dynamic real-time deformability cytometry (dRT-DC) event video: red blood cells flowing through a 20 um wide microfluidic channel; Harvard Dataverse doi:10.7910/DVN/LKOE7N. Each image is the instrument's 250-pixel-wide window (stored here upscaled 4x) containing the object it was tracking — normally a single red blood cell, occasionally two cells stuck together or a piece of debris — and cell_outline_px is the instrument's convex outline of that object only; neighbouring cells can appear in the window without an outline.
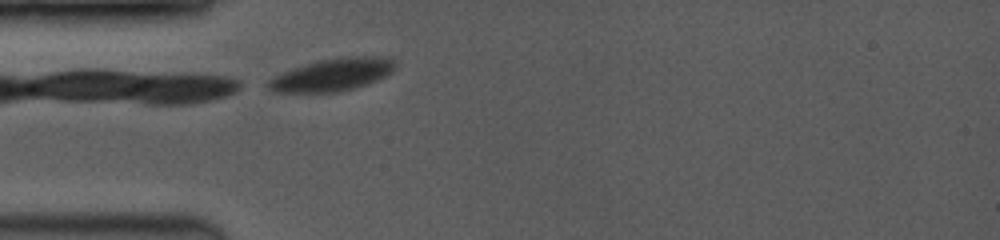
{"species": "common noctule bat (a hibernating species)", "species_latin": "Nyctalus noctula", "temperature_condition": "room temperature", "stored_images_in_passage": 5, "camera_frame_rate_fps": 3500, "um_per_image_px": 0.085, "animal": {"sex": "female", "body_mass_g": 19.0, "forearm_length_mm": 53.3}, "frame": {"image": 1, "passage_image": 1, "time_ms": 0.0, "image_size_px": [1000, 240], "cell_outline_px": [[392, 72], [376, 80], [340, 92], [276, 92], [268, 88], [264, 84], [268, 80], [292, 68], [316, 60], [340, 56], [384, 56], [392, 60]], "centroid_in_image_um": [28.19, 6.34], "position_along_channel_um": 56.8, "area_um2": 23.87}}
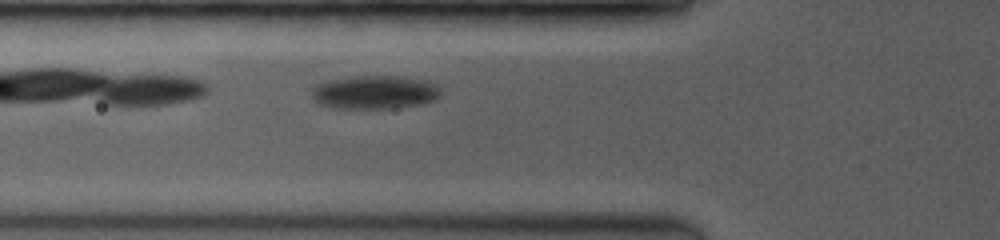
{"frame": {"image": 2, "passage_image": 3, "time_ms": 1.143, "image_size_px": [1000, 240], "cell_outline_px": [[440, 96], [436, 100], [416, 104], [388, 108], [336, 108], [320, 104], [312, 100], [312, 88], [316, 84], [328, 80], [356, 76], [396, 76], [424, 80], [436, 84], [440, 88]], "centroid_in_image_um": [31.82, 7.83], "position_along_channel_um": 94.0, "area_um2": 25.03}}
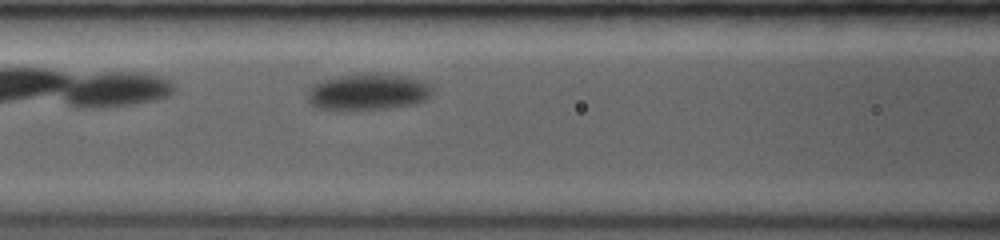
{"frame": {"image": 3, "passage_image": 5, "time_ms": 2.286, "image_size_px": [1000, 240], "cell_outline_px": [[432, 96], [424, 100], [412, 104], [384, 108], [352, 112], [316, 108], [308, 104], [308, 88], [320, 80], [332, 76], [368, 72], [376, 72], [404, 76], [424, 80], [432, 84]], "centroid_in_image_um": [31.23, 7.81], "position_along_channel_um": 135.4, "area_um2": 27.69}}